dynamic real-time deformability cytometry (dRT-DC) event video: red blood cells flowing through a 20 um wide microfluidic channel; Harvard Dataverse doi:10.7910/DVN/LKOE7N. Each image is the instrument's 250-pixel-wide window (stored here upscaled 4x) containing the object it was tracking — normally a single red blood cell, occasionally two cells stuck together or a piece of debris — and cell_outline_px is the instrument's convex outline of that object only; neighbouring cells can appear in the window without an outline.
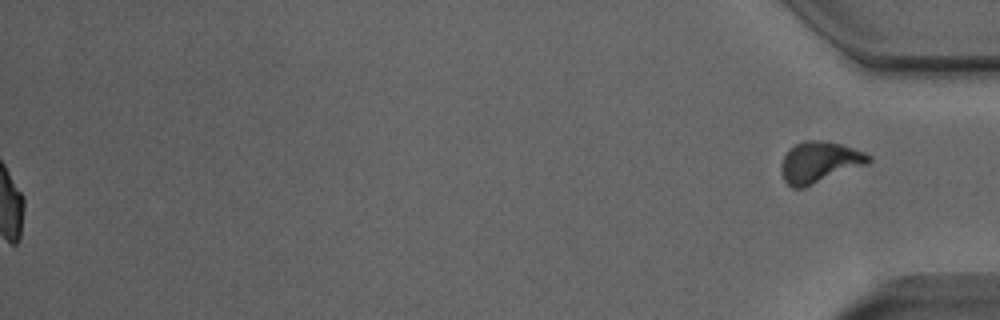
{"species": "Egyptian fruit bat (a non-hibernating species)", "species_latin": "Rousettus aegyptiacus", "temperature_condition": "room temperature", "stored_images_in_passage": 54, "segment_of_instrument_passage": [2, 2], "camera_frame_rate_fps": 3000, "um_per_image_px": 0.085, "animal": {"sex": "male"}, "frame": {"image": 1, "passage_image": 54, "time_ms": 17.667, "image_size_px": [1000, 320], "cell_outline_px": [[872, 160], [868, 164], [804, 188], [792, 188], [784, 180], [780, 168], [780, 164], [784, 156], [796, 144], [804, 140], [828, 140], [864, 152], [872, 156]], "centroid_in_image_um": [69.67, 13.79], "position_along_channel_um": 365.5, "area_um2": 21.04}}